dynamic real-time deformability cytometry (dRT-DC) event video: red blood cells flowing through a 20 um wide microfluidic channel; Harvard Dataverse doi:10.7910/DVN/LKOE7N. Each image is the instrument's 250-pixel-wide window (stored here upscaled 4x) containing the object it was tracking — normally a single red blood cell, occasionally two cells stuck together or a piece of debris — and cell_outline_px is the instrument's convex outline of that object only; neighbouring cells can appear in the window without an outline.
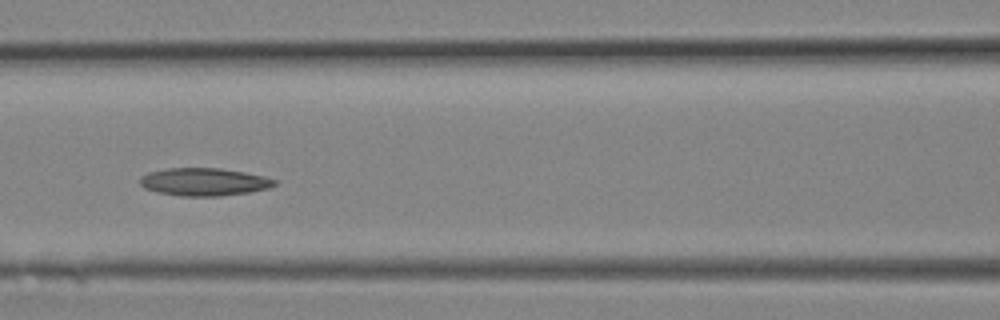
{"species": "Egyptian fruit bat (a non-hibernating species)", "species_latin": "Rousettus aegyptiacus", "temperature_condition": "room temperature", "stored_images_in_passage": 10, "camera_frame_rate_fps": 3000, "um_per_image_px": 0.085, "animal": {"sex": "female"}, "frame": {"image": 1, "passage_image": 9, "time_ms": 2.667, "image_size_px": [1000, 320], "cell_outline_px": [[276, 184], [268, 188], [248, 192], [220, 196], [180, 196], [156, 192], [144, 188], [140, 184], [140, 176], [148, 172], [168, 168], [220, 168], [244, 172], [264, 176], [276, 180]], "centroid_in_image_um": [17.31, 15.46], "position_along_channel_um": 149.3, "area_um2": 21.79}}
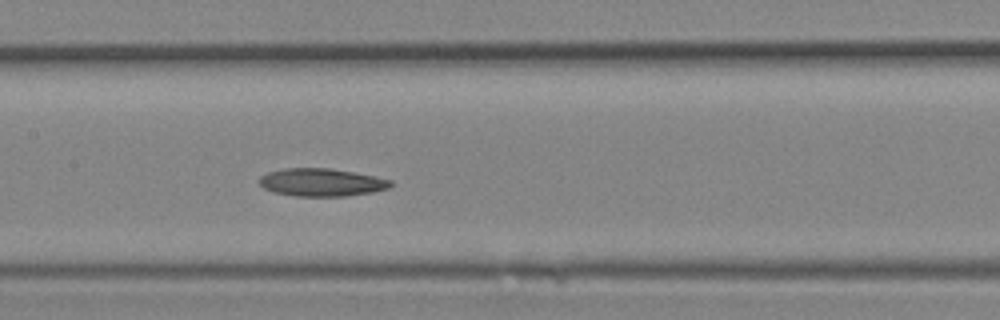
{"frame": {"image": 2, "passage_image": 10, "time_ms": 3.0, "image_size_px": [1000, 320], "cell_outline_px": [[392, 184], [388, 188], [372, 192], [344, 196], [296, 196], [272, 192], [264, 188], [260, 184], [260, 176], [268, 172], [284, 168], [328, 168], [352, 172], [392, 180]], "centroid_in_image_um": [27.29, 15.5], "position_along_channel_um": 180.1, "area_um2": 21.1}}